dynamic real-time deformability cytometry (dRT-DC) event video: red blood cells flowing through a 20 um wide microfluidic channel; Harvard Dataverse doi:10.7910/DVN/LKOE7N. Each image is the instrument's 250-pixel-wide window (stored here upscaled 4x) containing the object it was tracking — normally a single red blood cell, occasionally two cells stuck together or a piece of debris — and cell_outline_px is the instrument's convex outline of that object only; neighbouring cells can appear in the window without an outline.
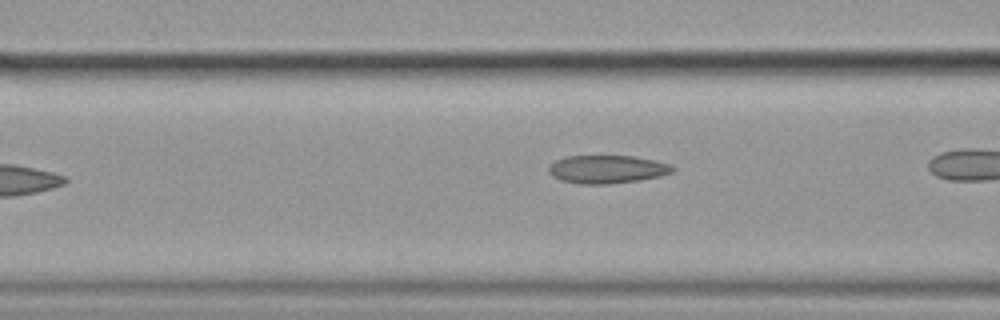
{"species": "common noctule bat (a hibernating species)", "species_latin": "Nyctalus noctula", "temperature_condition": "cold", "stored_images_in_passage": 7, "camera_frame_rate_fps": 3000, "um_per_image_px": 0.085, "animal": {"sex": "female", "body_mass_g": 19.9}, "frame": {"image": 1, "passage_image": 7, "time_ms": 2.0, "image_size_px": [1000, 320], "cell_outline_px": [[676, 172], [660, 176], [640, 180], [608, 184], [580, 184], [560, 180], [552, 176], [548, 172], [548, 168], [556, 160], [564, 156], [636, 156], [656, 160], [672, 164], [676, 168]], "centroid_in_image_um": [51.66, 14.38], "position_along_channel_um": 114.9, "area_um2": 20.63}}